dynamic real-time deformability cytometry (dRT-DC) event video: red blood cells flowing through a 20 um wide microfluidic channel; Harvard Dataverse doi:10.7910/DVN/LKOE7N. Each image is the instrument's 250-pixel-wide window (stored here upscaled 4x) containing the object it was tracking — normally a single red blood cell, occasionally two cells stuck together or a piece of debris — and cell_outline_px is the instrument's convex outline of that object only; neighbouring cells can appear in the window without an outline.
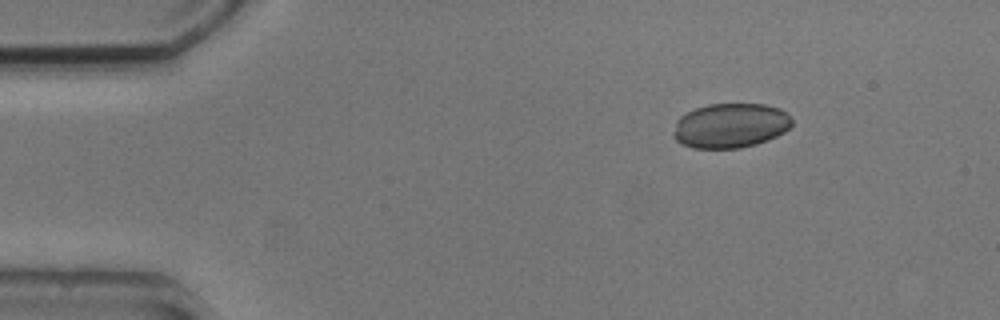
{"species": "common noctule bat (a hibernating species)", "species_latin": "Nyctalus noctula", "temperature_condition": "cold", "stored_images_in_passage": 5, "segment_of_instrument_passage": [2, 2], "camera_frame_rate_fps": 3000, "um_per_image_px": 0.085, "animal": {"sex": "male", "body_mass_g": 20.5, "forearm_length_mm": 52.5}, "frame": {"image": 1, "passage_image": 5, "time_ms": 5.333, "image_size_px": [1000, 320], "cell_outline_px": [[792, 124], [784, 132], [768, 140], [756, 144], [740, 148], [692, 148], [680, 144], [672, 136], [672, 132], [676, 120], [680, 116], [696, 108], [708, 104], [764, 104], [780, 108], [788, 112], [792, 120]], "centroid_in_image_um": [62.07, 10.68], "position_along_channel_um": 22.9, "area_um2": 31.15}}